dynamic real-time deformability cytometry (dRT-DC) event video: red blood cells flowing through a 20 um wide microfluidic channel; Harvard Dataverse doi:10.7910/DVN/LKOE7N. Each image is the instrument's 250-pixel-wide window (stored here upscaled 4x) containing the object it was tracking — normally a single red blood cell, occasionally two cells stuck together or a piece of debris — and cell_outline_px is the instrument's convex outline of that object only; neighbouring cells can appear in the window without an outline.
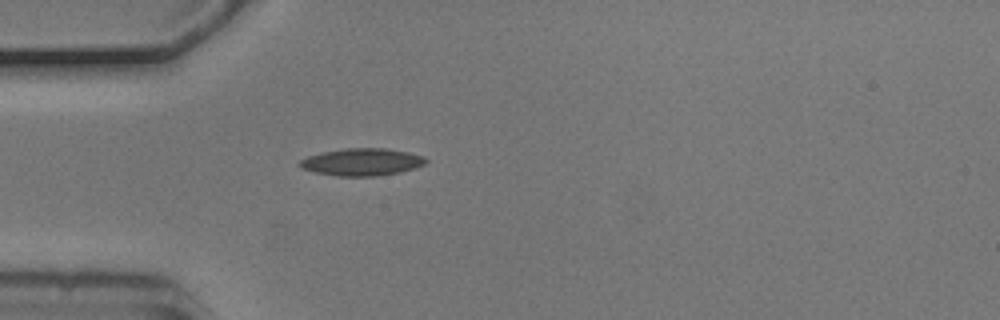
{"species": "common noctule bat (a hibernating species)", "species_latin": "Nyctalus noctula", "temperature_condition": "cold", "stored_images_in_passage": 1, "camera_frame_rate_fps": 3000, "um_per_image_px": 0.085, "animal": {"sex": "male", "body_mass_g": 20.5, "forearm_length_mm": 52.5}, "frame": {"image": 1, "passage_image": 1, "time_ms": 0.0, "image_size_px": [1000, 320], "cell_outline_px": [[428, 160], [424, 164], [416, 168], [400, 172], [376, 176], [336, 176], [316, 172], [300, 168], [296, 164], [300, 160], [308, 156], [324, 152], [344, 148], [384, 148], [408, 152], [424, 156]], "centroid_in_image_um": [30.76, 13.77], "position_along_channel_um": 54.2, "area_um2": 20.11}}